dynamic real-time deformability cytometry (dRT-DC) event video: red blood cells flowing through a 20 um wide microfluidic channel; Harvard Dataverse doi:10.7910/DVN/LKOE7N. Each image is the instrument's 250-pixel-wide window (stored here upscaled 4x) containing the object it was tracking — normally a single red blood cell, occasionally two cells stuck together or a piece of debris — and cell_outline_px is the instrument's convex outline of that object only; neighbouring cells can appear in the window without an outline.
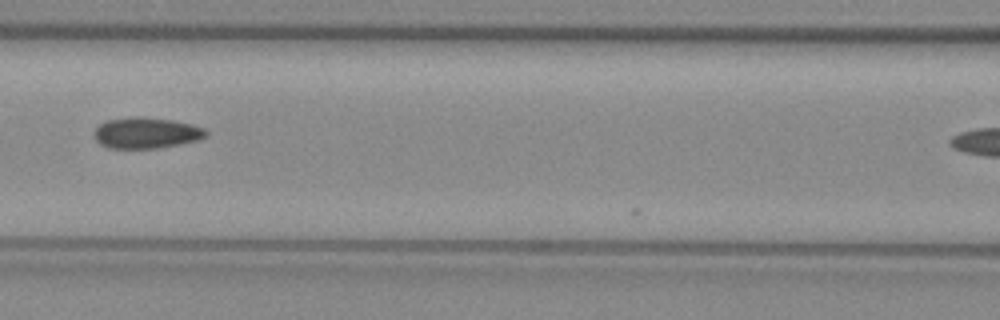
{"species": "common noctule bat (a hibernating species)", "species_latin": "Nyctalus noctula", "temperature_condition": "warm", "stored_images_in_passage": 12, "camera_frame_rate_fps": 3000, "um_per_image_px": 0.085, "animal": {"sex": "female", "body_mass_g": 29.2, "forearm_length_mm": 56.3}, "frame": {"image": 1, "passage_image": 6, "time_ms": 1.667, "image_size_px": [1000, 320], "cell_outline_px": [[208, 136], [200, 140], [180, 144], [156, 148], [108, 148], [100, 144], [96, 140], [96, 128], [100, 124], [108, 120], [132, 116], [140, 116], [172, 120], [192, 124], [204, 128], [208, 132]], "centroid_in_image_um": [12.48, 11.29], "position_along_channel_um": 154.1, "area_um2": 20.23}}
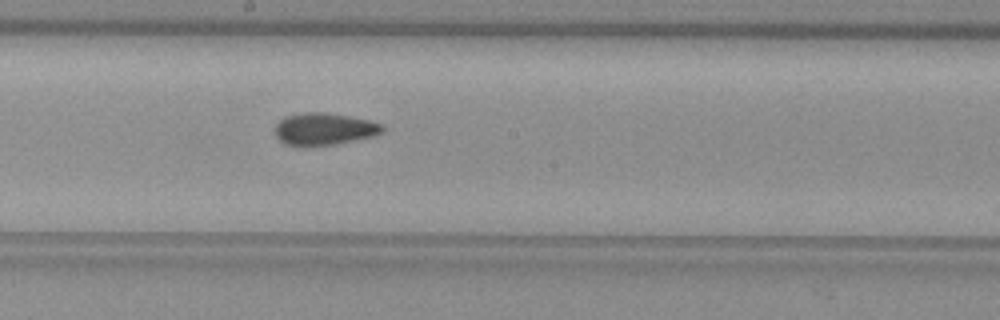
{"frame": {"image": 2, "passage_image": 11, "time_ms": 3.333, "image_size_px": [1000, 320], "cell_outline_px": [[384, 128], [380, 132], [372, 136], [332, 144], [284, 144], [276, 136], [276, 124], [280, 120], [288, 116], [304, 112], [324, 112], [348, 116], [368, 120], [384, 124]], "centroid_in_image_um": [27.56, 10.93], "position_along_channel_um": 220.6, "area_um2": 19.36}}